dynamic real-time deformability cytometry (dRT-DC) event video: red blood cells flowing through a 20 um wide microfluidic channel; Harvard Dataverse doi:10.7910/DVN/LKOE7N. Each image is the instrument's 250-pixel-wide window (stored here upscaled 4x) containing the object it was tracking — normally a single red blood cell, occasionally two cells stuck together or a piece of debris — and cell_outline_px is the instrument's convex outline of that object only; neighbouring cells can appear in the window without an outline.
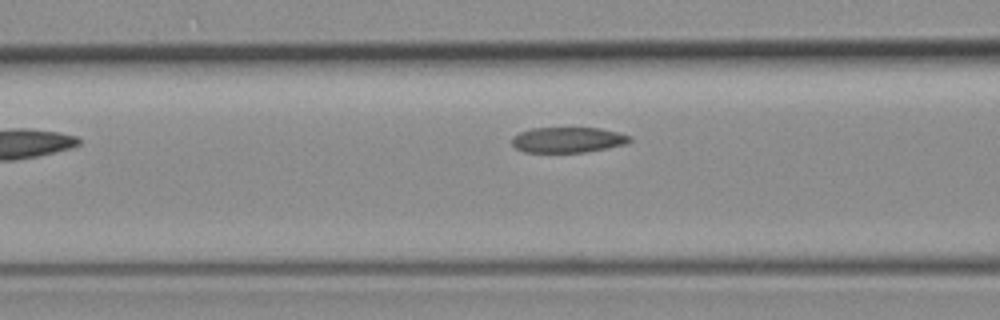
{"species": "common noctule bat (a hibernating species)", "species_latin": "Nyctalus noctula", "temperature_condition": "room temperature", "stored_images_in_passage": 7, "camera_frame_rate_fps": 3000, "um_per_image_px": 0.085, "animal": {"sex": "female", "body_mass_g": 19.3, "forearm_length_mm": 54.1}, "frame": {"image": 1, "passage_image": 6, "time_ms": 6.667, "image_size_px": [1000, 320], "cell_outline_px": [[632, 140], [628, 144], [608, 148], [584, 152], [524, 152], [516, 148], [512, 144], [512, 136], [520, 132], [532, 128], [600, 128], [632, 136]], "centroid_in_image_um": [48.29, 11.89], "position_along_channel_um": 118.3, "area_um2": 17.57}}
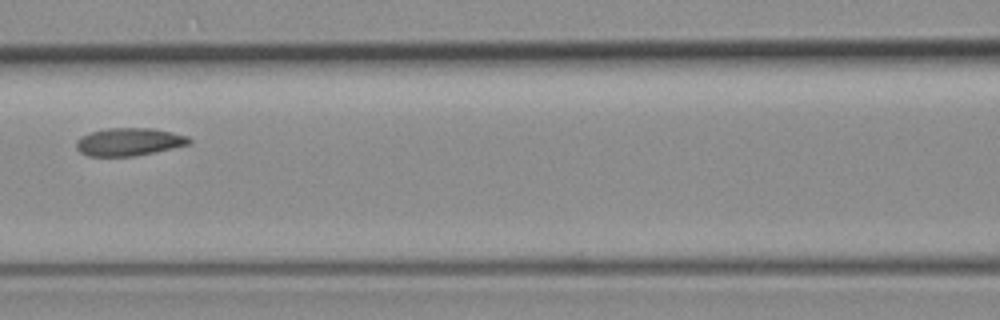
{"frame": {"image": 2, "passage_image": 7, "time_ms": 7.667, "image_size_px": [1000, 320], "cell_outline_px": [[192, 144], [132, 156], [88, 156], [80, 152], [76, 148], [76, 140], [80, 136], [92, 132], [108, 128], [152, 128], [172, 132], [188, 136], [192, 140]], "centroid_in_image_um": [10.97, 12.05], "position_along_channel_um": 155.6, "area_um2": 18.26}}